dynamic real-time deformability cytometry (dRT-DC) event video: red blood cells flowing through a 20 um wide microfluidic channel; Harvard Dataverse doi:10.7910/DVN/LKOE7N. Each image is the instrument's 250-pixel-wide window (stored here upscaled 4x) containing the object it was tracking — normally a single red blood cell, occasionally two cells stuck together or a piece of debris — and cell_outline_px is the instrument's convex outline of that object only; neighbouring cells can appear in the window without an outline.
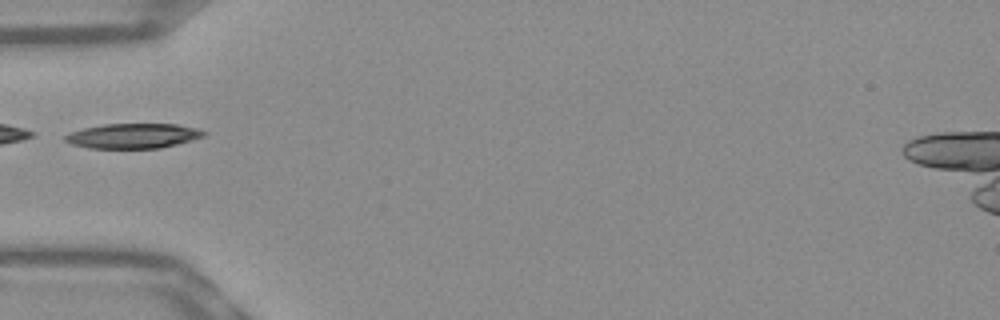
{"species": "Egyptian fruit bat (a non-hibernating species)", "species_latin": "Rousettus aegyptiacus", "temperature_condition": "warm", "stored_images_in_passage": 31, "camera_frame_rate_fps": 3000, "um_per_image_px": 0.085, "frame": {"image": 1, "passage_image": 1, "time_ms": 0.0, "image_size_px": [1000, 320], "cell_outline_px": [[208, 132], [204, 136], [192, 140], [160, 148], [88, 148], [72, 144], [64, 140], [64, 136], [68, 132], [84, 128], [104, 124], [176, 124], [196, 128]], "centroid_in_image_um": [11.3, 11.55], "position_along_channel_um": 73.7, "area_um2": 20.11}}
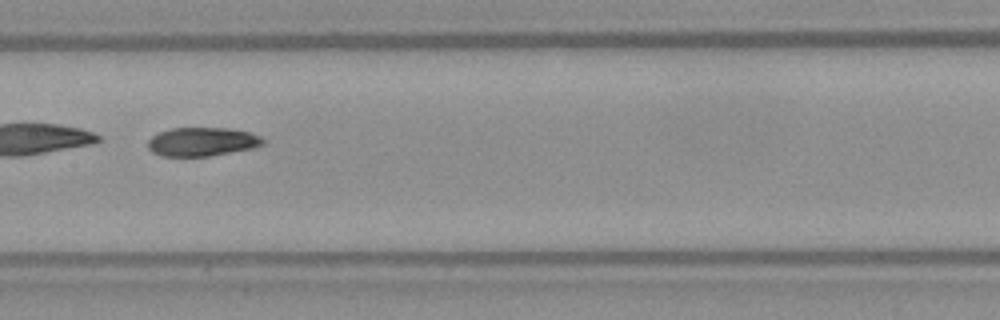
{"frame": {"image": 2, "passage_image": 10, "time_ms": 3.0, "image_size_px": [1000, 320], "cell_outline_px": [[268, 140], [264, 144], [256, 148], [208, 156], [160, 156], [152, 152], [148, 148], [148, 140], [152, 136], [160, 132], [172, 128], [228, 128], [248, 132], [260, 136]], "centroid_in_image_um": [17.22, 12.05], "position_along_channel_um": 190.2, "area_um2": 19.42}}